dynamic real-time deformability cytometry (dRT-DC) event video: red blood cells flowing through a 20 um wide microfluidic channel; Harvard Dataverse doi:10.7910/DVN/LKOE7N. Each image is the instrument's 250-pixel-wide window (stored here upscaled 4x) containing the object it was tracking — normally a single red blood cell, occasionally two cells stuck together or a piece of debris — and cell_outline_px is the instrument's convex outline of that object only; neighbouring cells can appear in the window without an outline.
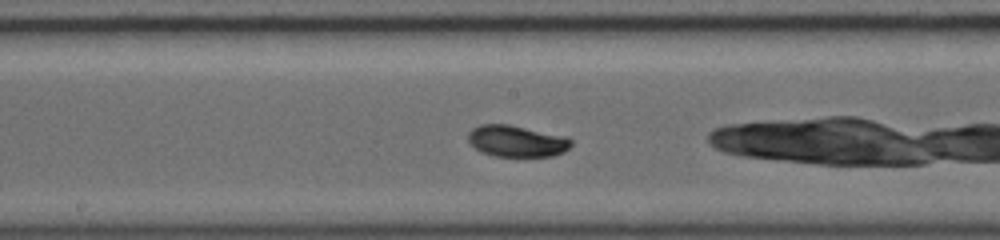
{"species": "common noctule bat (a hibernating species)", "species_latin": "Nyctalus noctula", "temperature_condition": "warm", "stored_images_in_passage": 19, "camera_frame_rate_fps": 5000, "um_per_image_px": 0.085, "animal": {"sex": "female", "body_mass_g": 19.0, "forearm_length_mm": 56.7}, "frame": {"image": 1, "passage_image": 9, "time_ms": 3.2, "image_size_px": [1000, 240], "cell_outline_px": [[572, 144], [564, 152], [552, 156], [492, 156], [476, 148], [468, 140], [468, 132], [472, 128], [480, 124], [508, 124], [568, 136], [572, 140]], "centroid_in_image_um": [43.94, 11.98], "position_along_channel_um": 204.3, "area_um2": 18.96}}
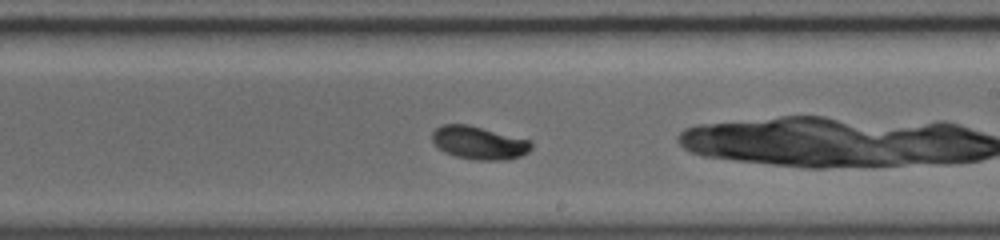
{"frame": {"image": 2, "passage_image": 11, "time_ms": 4.2, "image_size_px": [1000, 240], "cell_outline_px": [[532, 148], [528, 152], [520, 156], [508, 160], [476, 160], [456, 156], [444, 152], [432, 140], [432, 132], [436, 128], [444, 124], [468, 124], [532, 140]], "centroid_in_image_um": [40.75, 12.13], "position_along_channel_um": 248.3, "area_um2": 19.19}}